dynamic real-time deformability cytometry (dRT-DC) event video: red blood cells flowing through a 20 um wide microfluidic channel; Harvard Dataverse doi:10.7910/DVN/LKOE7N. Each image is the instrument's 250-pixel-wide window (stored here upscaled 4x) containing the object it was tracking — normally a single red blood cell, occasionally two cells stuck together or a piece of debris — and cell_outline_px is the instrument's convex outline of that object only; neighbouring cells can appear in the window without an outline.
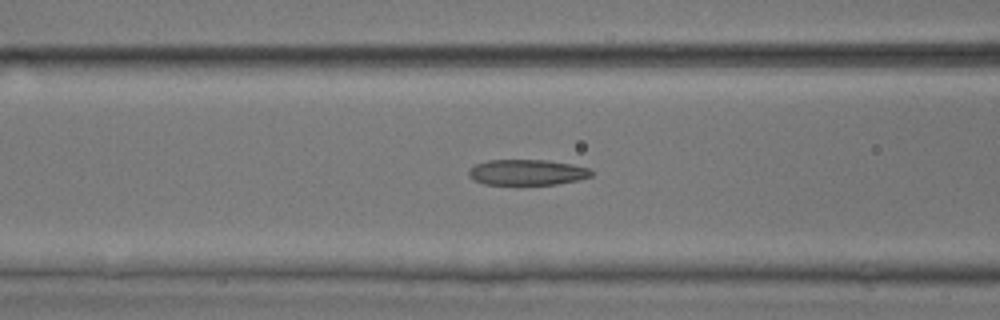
{"species": "common noctule bat (a hibernating species)", "species_latin": "Nyctalus noctula", "temperature_condition": "room temperature", "stored_images_in_passage": 27, "camera_frame_rate_fps": 3000, "um_per_image_px": 0.085, "animal": {"sex": "male", "body_mass_g": 17.9, "forearm_length_mm": 54.2}, "frame": {"image": 1, "passage_image": 7, "time_ms": 2.0, "image_size_px": [1000, 320], "cell_outline_px": [[592, 176], [576, 180], [556, 184], [484, 184], [472, 180], [468, 176], [468, 168], [476, 164], [488, 160], [548, 160], [572, 164], [592, 168]], "centroid_in_image_um": [44.78, 14.64], "position_along_channel_um": 121.8, "area_um2": 18.44}}
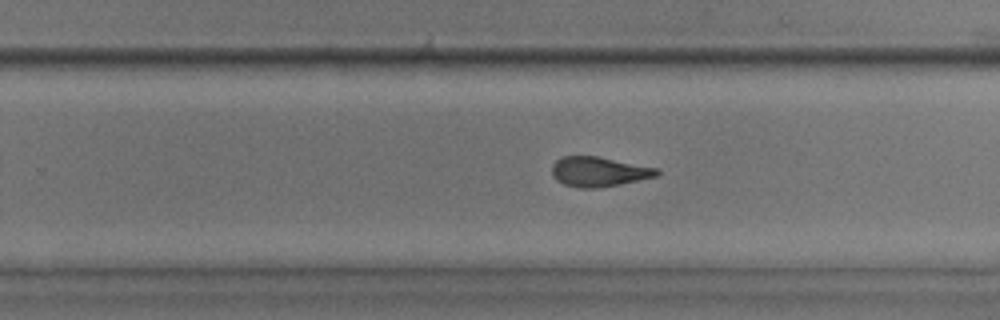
{"frame": {"image": 2, "passage_image": 19, "time_ms": 6.0, "image_size_px": [1000, 320], "cell_outline_px": [[660, 172], [656, 176], [620, 184], [596, 188], [580, 188], [564, 184], [556, 180], [552, 176], [552, 164], [556, 160], [564, 156], [596, 156], [660, 168]], "centroid_in_image_um": [50.89, 14.59], "position_along_channel_um": 278.9, "area_um2": 18.21}}
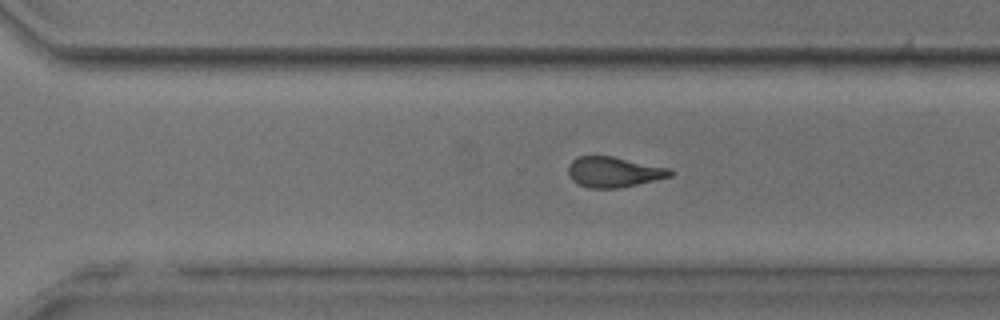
{"frame": {"image": 3, "passage_image": 22, "time_ms": 7.0, "image_size_px": [1000, 320], "cell_outline_px": [[676, 172], [672, 176], [636, 184], [616, 188], [588, 188], [572, 180], [568, 176], [568, 164], [572, 160], [580, 156], [612, 156], [672, 168]], "centroid_in_image_um": [52.19, 14.61], "position_along_channel_um": 318.4, "area_um2": 18.15}}